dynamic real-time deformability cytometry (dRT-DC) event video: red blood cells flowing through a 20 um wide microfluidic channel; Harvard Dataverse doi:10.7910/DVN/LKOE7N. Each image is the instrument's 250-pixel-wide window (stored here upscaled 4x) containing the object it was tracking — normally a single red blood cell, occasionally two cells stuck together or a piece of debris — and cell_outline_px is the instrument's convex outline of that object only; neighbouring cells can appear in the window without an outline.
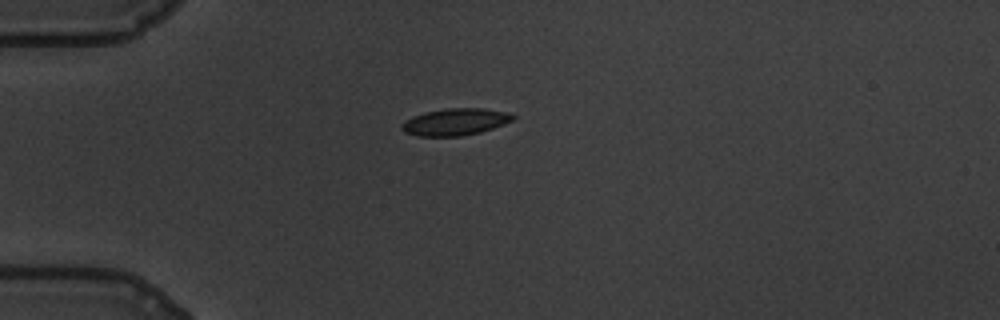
{"species": "common noctule bat (a hibernating species)", "species_latin": "Nyctalus noctula", "temperature_condition": "warm", "stored_images_in_passage": 44, "camera_frame_rate_fps": 3000, "um_per_image_px": 0.085, "animal": {"sex": "male", "body_mass_g": 19.5, "forearm_length_mm": 54.6}, "frame": {"image": 1, "passage_image": 1, "time_ms": 0.0, "image_size_px": [1000, 320], "cell_outline_px": [[516, 116], [512, 120], [504, 124], [480, 132], [460, 136], [416, 136], [404, 132], [400, 128], [400, 124], [412, 116], [424, 112], [444, 108], [484, 108], [508, 112]], "centroid_in_image_um": [38.66, 10.35], "position_along_channel_um": 46.3, "area_um2": 17.57}}
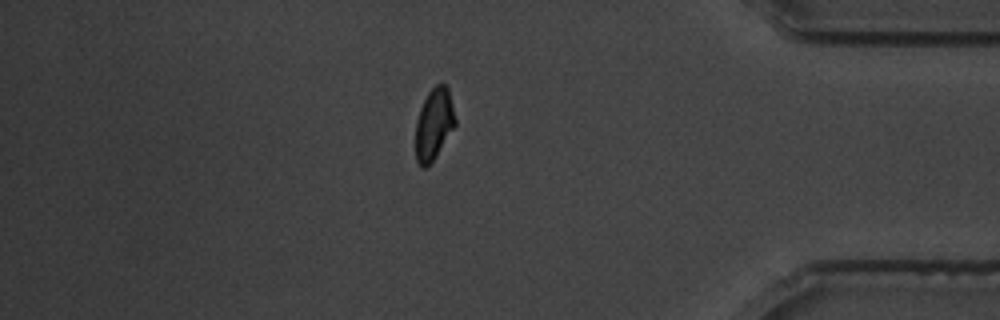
{"frame": {"image": 2, "passage_image": 36, "time_ms": 11.667, "image_size_px": [1000, 320], "cell_outline_px": [[456, 124], [432, 160], [424, 168], [420, 168], [416, 160], [416, 120], [420, 108], [428, 92], [436, 84], [444, 84], [448, 88], [456, 120]], "centroid_in_image_um": [36.87, 10.53], "position_along_channel_um": 398.3, "area_um2": 16.18}}
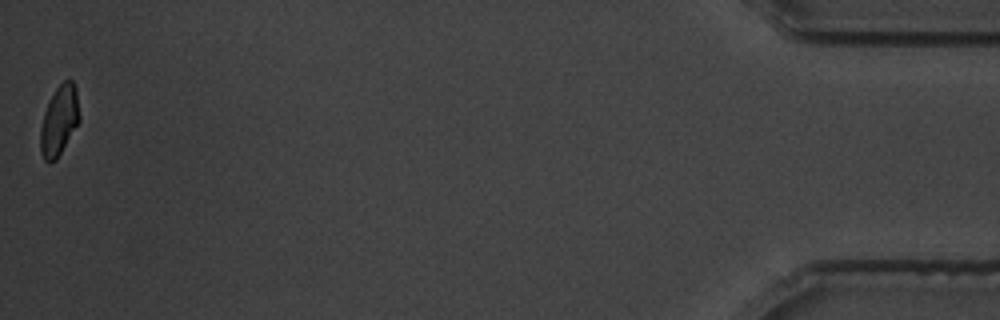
{"frame": {"image": 3, "passage_image": 44, "time_ms": 14.333, "image_size_px": [1000, 320], "cell_outline_px": [[80, 120], [56, 160], [48, 164], [44, 160], [40, 152], [40, 128], [44, 112], [56, 88], [64, 80], [72, 80], [76, 88], [80, 116]], "centroid_in_image_um": [5.02, 10.27], "position_along_channel_um": 430.2, "area_um2": 15.84}, "authors_computed_cell_mechanics": {"area_um2": 17.1377, "velocity_mm_per_s": 3.4514, "shape_relaxation_time_tau1_ms": 5.2259, "shape_relaxation_time_tau2_ms": 1.5696, "deformation_change_tau1": 0.1571, "deformation_change_tau2": 0.0672}}